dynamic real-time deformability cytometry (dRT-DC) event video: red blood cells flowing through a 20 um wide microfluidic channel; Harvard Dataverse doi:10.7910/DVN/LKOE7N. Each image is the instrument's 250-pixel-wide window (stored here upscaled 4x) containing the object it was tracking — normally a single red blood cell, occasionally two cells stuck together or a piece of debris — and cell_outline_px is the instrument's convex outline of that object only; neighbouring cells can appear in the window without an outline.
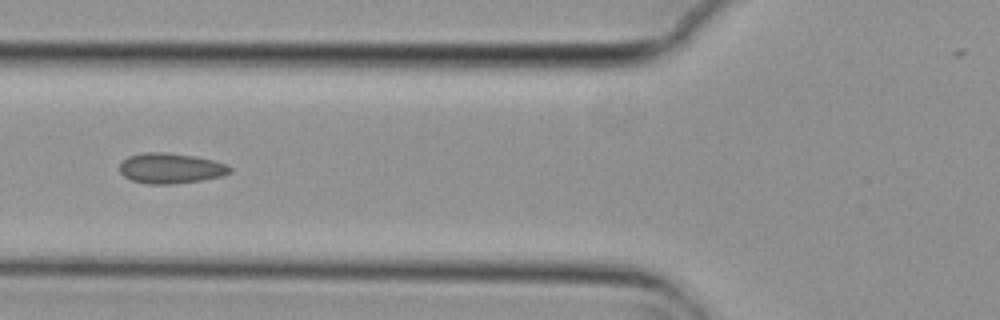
{"species": "common noctule bat (a hibernating species)", "species_latin": "Nyctalus noctula", "temperature_condition": "cold", "stored_images_in_passage": 6, "camera_frame_rate_fps": 3000, "um_per_image_px": 0.085, "animal": {"sex": "female", "body_mass_g": 29.2, "forearm_length_mm": 56.3}, "frame": {"image": 1, "passage_image": 6, "time_ms": 1.667, "image_size_px": [1000, 320], "cell_outline_px": [[232, 172], [220, 176], [200, 180], [172, 184], [148, 184], [132, 180], [124, 176], [120, 172], [120, 164], [128, 156], [144, 152], [164, 152], [196, 156], [228, 164], [232, 168]], "centroid_in_image_um": [14.51, 14.29], "position_along_channel_um": 111.3, "area_um2": 19.48}}